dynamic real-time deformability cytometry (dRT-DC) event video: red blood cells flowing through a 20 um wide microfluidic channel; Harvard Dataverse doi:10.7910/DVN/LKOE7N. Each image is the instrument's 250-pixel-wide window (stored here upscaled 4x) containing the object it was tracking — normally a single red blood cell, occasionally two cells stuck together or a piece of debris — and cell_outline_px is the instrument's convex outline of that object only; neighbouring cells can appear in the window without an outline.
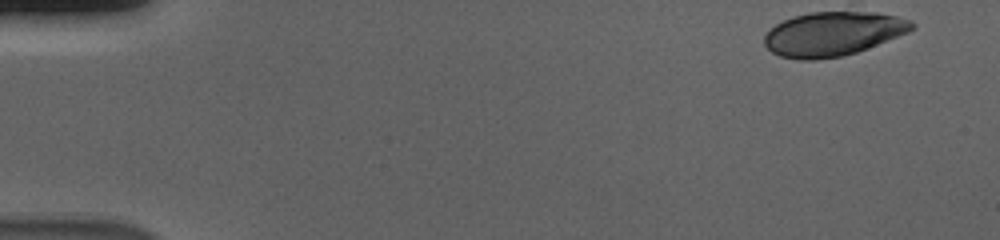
{"species": "human", "species_latin": "Homo sapiens", "temperature_condition": "cold", "stored_images_in_passage": 53, "camera_frame_rate_fps": 3000, "um_per_image_px": 0.085, "donor": {"sex": "male"}, "frame": {"image": 1, "passage_image": 1, "time_ms": 0.0, "image_size_px": [1000, 240], "cell_outline_px": [[916, 28], [908, 32], [856, 52], [840, 56], [816, 60], [800, 60], [780, 56], [772, 52], [764, 44], [764, 36], [776, 24], [792, 16], [812, 12], [876, 12], [896, 16], [912, 20], [916, 24]], "centroid_in_image_um": [70.81, 2.87], "position_along_channel_um": 14.2, "area_um2": 37.8}}
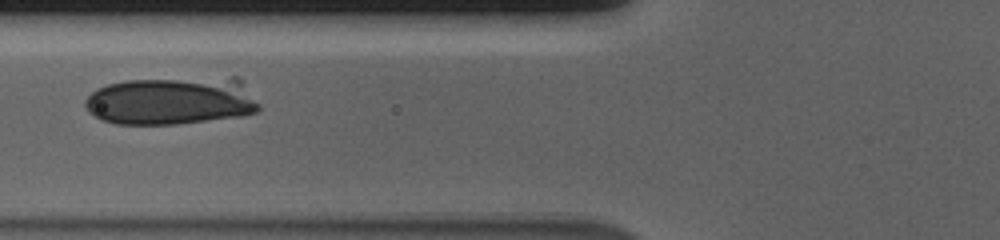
{"frame": {"image": 2, "passage_image": 20, "time_ms": 6.333, "image_size_px": [1000, 240], "cell_outline_px": [[260, 108], [256, 112], [244, 116], [176, 124], [116, 124], [104, 120], [96, 116], [84, 104], [84, 100], [96, 88], [108, 84], [128, 80], [232, 76], [240, 76], [260, 104]], "centroid_in_image_um": [14.66, 8.54], "position_along_channel_um": 111.1, "area_um2": 49.25}}
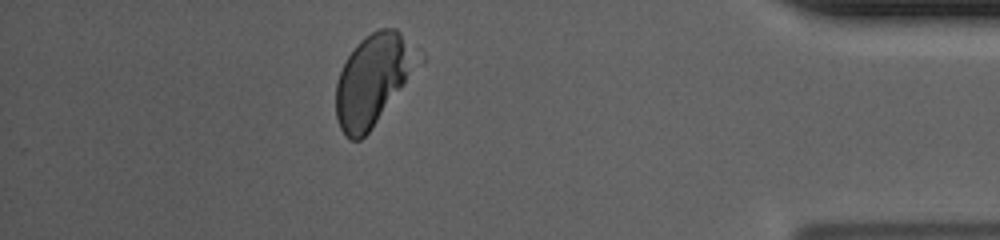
{"frame": {"image": 3, "passage_image": 47, "time_ms": 15.333, "image_size_px": [1000, 240], "cell_outline_px": [[408, 48], [404, 84], [372, 128], [360, 140], [352, 140], [340, 128], [336, 116], [336, 84], [340, 72], [348, 56], [356, 44], [364, 36], [380, 28], [396, 28], [400, 32]], "centroid_in_image_um": [31.47, 6.87], "position_along_channel_um": 403.7, "area_um2": 40.0}}